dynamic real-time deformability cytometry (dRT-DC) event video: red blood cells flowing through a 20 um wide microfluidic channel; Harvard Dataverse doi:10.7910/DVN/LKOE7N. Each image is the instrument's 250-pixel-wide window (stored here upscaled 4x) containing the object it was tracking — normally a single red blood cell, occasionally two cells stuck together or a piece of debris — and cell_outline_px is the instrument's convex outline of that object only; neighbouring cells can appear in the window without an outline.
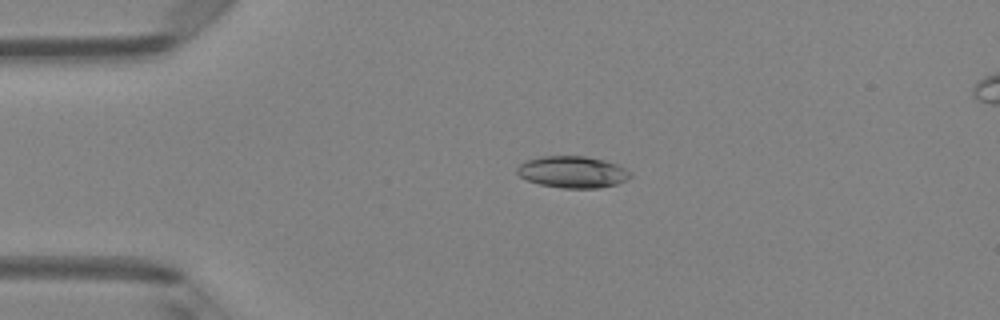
{"species": "Egyptian fruit bat (a non-hibernating species)", "species_latin": "Rousettus aegyptiacus", "temperature_condition": "room temperature", "stored_images_in_passage": 5, "camera_frame_rate_fps": 3000, "um_per_image_px": 0.085, "animal": {"sex": "female"}, "frame": {"image": 1, "passage_image": 3, "time_ms": 0.667, "image_size_px": [1000, 320], "cell_outline_px": [[632, 176], [616, 184], [600, 188], [564, 188], [540, 184], [528, 180], [520, 176], [516, 172], [516, 168], [524, 160], [540, 156], [584, 156], [604, 160], [616, 164], [632, 172]], "centroid_in_image_um": [48.65, 14.61], "position_along_channel_um": 36.4, "area_um2": 20.92}}